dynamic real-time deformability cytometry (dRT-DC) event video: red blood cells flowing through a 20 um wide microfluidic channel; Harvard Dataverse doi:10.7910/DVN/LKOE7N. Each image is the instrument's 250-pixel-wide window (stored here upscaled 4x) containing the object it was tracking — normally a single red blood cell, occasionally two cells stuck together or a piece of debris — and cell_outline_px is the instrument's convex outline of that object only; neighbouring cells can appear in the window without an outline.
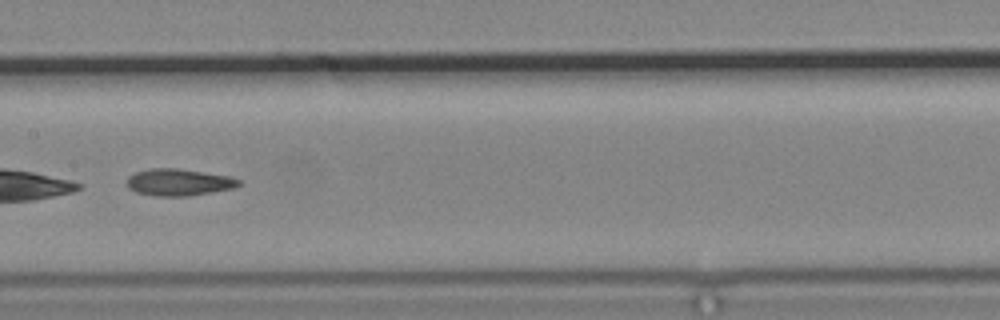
{"species": "common noctule bat (a hibernating species)", "species_latin": "Nyctalus noctula", "temperature_condition": "cold", "stored_images_in_passage": 9, "camera_frame_rate_fps": 3000, "um_per_image_px": 0.085, "animal": {"sex": "male", "body_mass_g": 19.2, "forearm_length_mm": 51.8}, "frame": {"image": 1, "passage_image": 7, "time_ms": 7.0, "image_size_px": [1000, 320], "cell_outline_px": [[240, 184], [232, 188], [212, 192], [188, 196], [156, 196], [136, 192], [128, 188], [128, 176], [136, 172], [152, 168], [176, 168], [228, 176], [240, 180]], "centroid_in_image_um": [15.16, 15.49], "position_along_channel_um": 192.2, "area_um2": 17.28}}
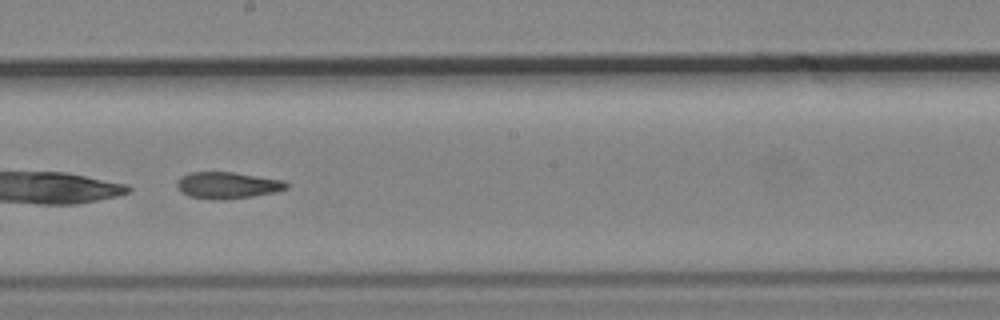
{"frame": {"image": 2, "passage_image": 8, "time_ms": 8.0, "image_size_px": [1000, 320], "cell_outline_px": [[288, 188], [272, 192], [252, 196], [224, 200], [220, 200], [188, 196], [180, 192], [176, 184], [176, 180], [180, 176], [188, 172], [232, 172], [284, 180], [288, 184]], "centroid_in_image_um": [19.27, 15.74], "position_along_channel_um": 228.9, "area_um2": 16.99}}
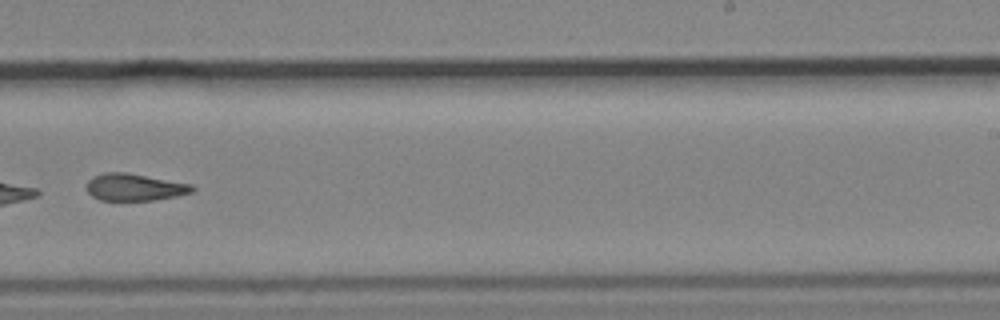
{"frame": {"image": 3, "passage_image": 9, "time_ms": 9.333, "image_size_px": [1000, 320], "cell_outline_px": [[196, 188], [192, 192], [176, 196], [156, 200], [100, 200], [92, 196], [88, 192], [88, 180], [92, 176], [104, 172], [124, 172], [192, 184]], "centroid_in_image_um": [11.44, 15.91], "position_along_channel_um": 277.6, "area_um2": 16.59}}